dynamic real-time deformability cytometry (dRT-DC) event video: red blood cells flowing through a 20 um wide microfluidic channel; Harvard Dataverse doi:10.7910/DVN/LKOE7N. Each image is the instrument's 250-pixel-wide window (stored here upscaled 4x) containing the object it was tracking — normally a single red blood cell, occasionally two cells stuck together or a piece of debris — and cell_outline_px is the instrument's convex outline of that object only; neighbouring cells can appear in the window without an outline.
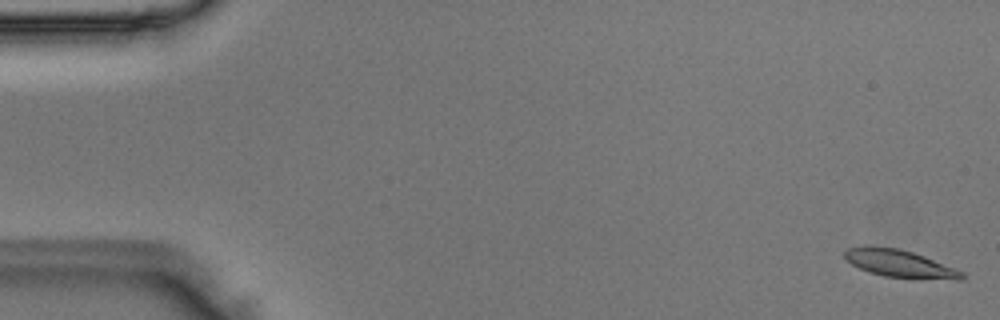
{"species": "Egyptian fruit bat (a non-hibernating species)", "species_latin": "Rousettus aegyptiacus", "temperature_condition": "room temperature", "stored_images_in_passage": 51, "camera_frame_rate_fps": 3000, "um_per_image_px": 0.085, "animal": {"sex": "male"}, "frame": {"image": 1, "passage_image": 1, "time_ms": 0.0, "image_size_px": [1000, 320], "cell_outline_px": [[964, 276], [960, 280], [956, 280], [884, 276], [860, 268], [844, 260], [844, 252], [848, 248], [864, 244], [872, 244], [900, 248], [924, 256], [964, 272]], "centroid_in_image_um": [76.41, 22.36], "position_along_channel_um": 8.6, "area_um2": 18.9}}
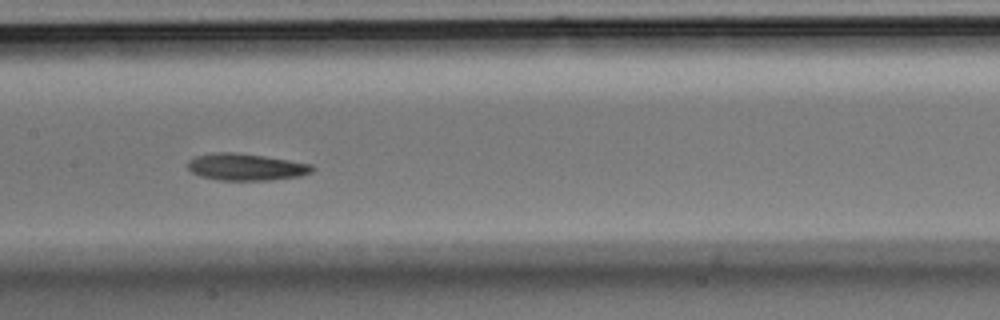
{"frame": {"image": 2, "passage_image": 25, "time_ms": 8.0, "image_size_px": [1000, 320], "cell_outline_px": [[316, 168], [312, 172], [300, 176], [272, 180], [220, 180], [200, 176], [192, 172], [188, 168], [188, 160], [196, 156], [216, 152], [236, 152], [264, 156], [312, 164]], "centroid_in_image_um": [20.93, 14.19], "position_along_channel_um": 186.5, "area_um2": 19.54}}
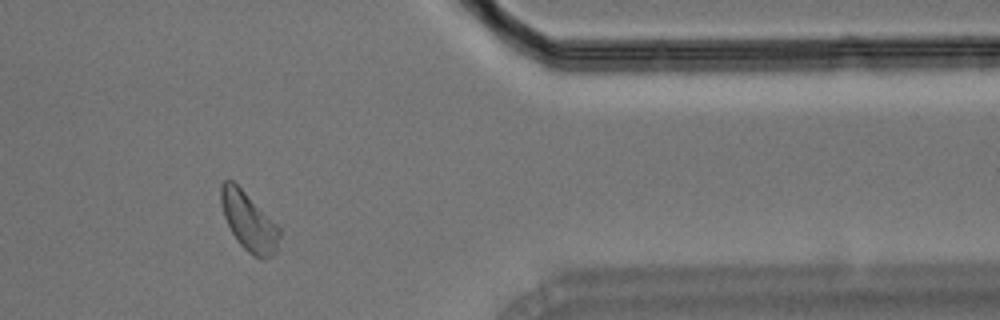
{"frame": {"image": 3, "passage_image": 42, "time_ms": 13.667, "image_size_px": [1000, 320], "cell_outline_px": [[280, 236], [276, 252], [272, 256], [252, 256], [236, 240], [224, 216], [220, 204], [220, 184], [224, 180], [232, 180], [280, 228]], "centroid_in_image_um": [21.12, 18.82], "position_along_channel_um": 390.3, "area_um2": 19.48}}